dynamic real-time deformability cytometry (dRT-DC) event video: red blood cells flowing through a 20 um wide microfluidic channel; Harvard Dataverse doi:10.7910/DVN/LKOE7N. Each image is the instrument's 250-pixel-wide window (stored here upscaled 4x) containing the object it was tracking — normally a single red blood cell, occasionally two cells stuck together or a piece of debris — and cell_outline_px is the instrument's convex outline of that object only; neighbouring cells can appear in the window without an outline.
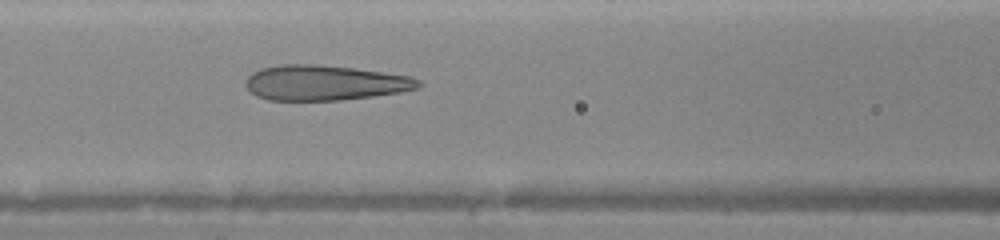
{"species": "human", "species_latin": "Homo sapiens", "temperature_condition": "warm", "stored_images_in_passage": 18, "camera_frame_rate_fps": 3000, "um_per_image_px": 0.085, "donor": {"sex": "female"}, "frame": {"image": 1, "passage_image": 18, "time_ms": 6.0, "image_size_px": [1000, 240], "cell_outline_px": [[424, 84], [416, 88], [400, 92], [372, 96], [340, 100], [268, 100], [256, 96], [244, 84], [244, 80], [252, 72], [260, 68], [280, 64], [316, 64], [352, 68], [412, 76], [420, 80]], "centroid_in_image_um": [27.58, 7.03], "position_along_channel_um": 139.0, "area_um2": 35.49}}